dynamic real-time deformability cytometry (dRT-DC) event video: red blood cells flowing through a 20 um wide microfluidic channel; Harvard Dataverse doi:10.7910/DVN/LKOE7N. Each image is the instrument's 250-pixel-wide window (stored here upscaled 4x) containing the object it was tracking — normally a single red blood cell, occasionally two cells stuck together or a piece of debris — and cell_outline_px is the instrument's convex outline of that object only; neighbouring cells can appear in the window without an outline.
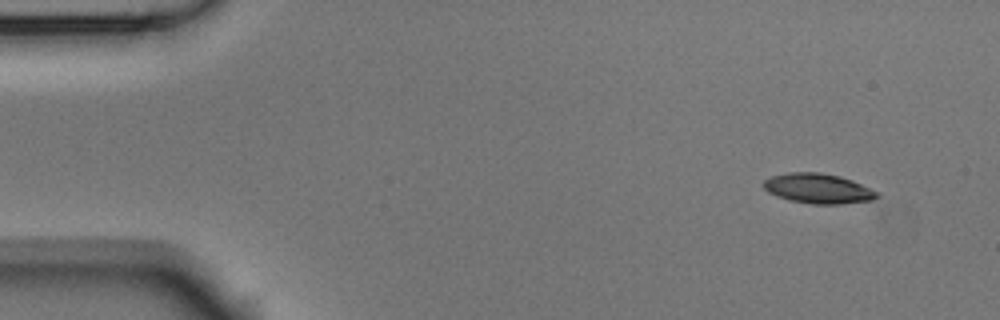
{"species": "Egyptian fruit bat (a non-hibernating species)", "species_latin": "Rousettus aegyptiacus", "temperature_condition": "room temperature", "stored_images_in_passage": 4, "camera_frame_rate_fps": 3000, "um_per_image_px": 0.085, "animal": {"sex": "male"}, "frame": {"image": 1, "passage_image": 1, "time_ms": 0.0, "image_size_px": [1000, 320], "cell_outline_px": [[880, 196], [872, 200], [840, 204], [812, 204], [792, 200], [776, 196], [768, 192], [764, 188], [764, 180], [772, 176], [788, 172], [820, 172], [840, 176], [852, 180], [880, 192]], "centroid_in_image_um": [69.58, 16.02], "position_along_channel_um": 15.4, "area_um2": 19.83}}
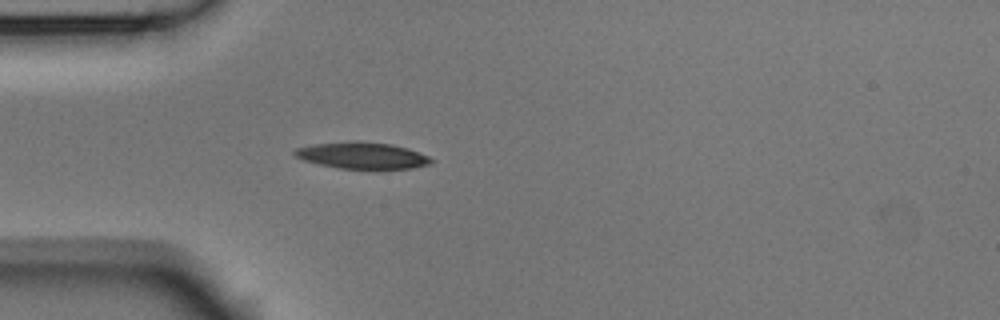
{"frame": {"image": 2, "passage_image": 4, "time_ms": 1.0, "image_size_px": [1000, 320], "cell_outline_px": [[436, 160], [428, 164], [412, 168], [340, 168], [320, 164], [304, 160], [296, 156], [292, 152], [296, 148], [316, 144], [352, 140], [356, 140], [392, 144], [408, 148], [428, 156]], "centroid_in_image_um": [30.8, 13.19], "position_along_channel_um": 54.2, "area_um2": 20.92}}